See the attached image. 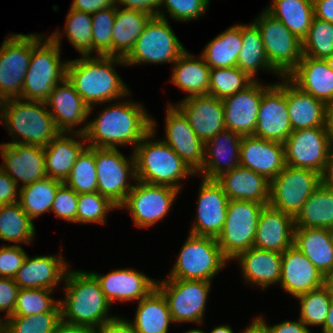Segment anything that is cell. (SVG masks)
<instances>
[{
    "label": "cell",
    "instance_id": "obj_1",
    "mask_svg": "<svg viewBox=\"0 0 333 333\" xmlns=\"http://www.w3.org/2000/svg\"><path fill=\"white\" fill-rule=\"evenodd\" d=\"M152 130V117L140 104L121 102L113 105L74 134L90 147L117 149V145L134 144Z\"/></svg>",
    "mask_w": 333,
    "mask_h": 333
},
{
    "label": "cell",
    "instance_id": "obj_2",
    "mask_svg": "<svg viewBox=\"0 0 333 333\" xmlns=\"http://www.w3.org/2000/svg\"><path fill=\"white\" fill-rule=\"evenodd\" d=\"M115 63L126 64L124 59L109 55L96 58L83 55L74 61L68 60L66 78L90 107L89 114L92 113L93 104L129 95V90L112 68Z\"/></svg>",
    "mask_w": 333,
    "mask_h": 333
},
{
    "label": "cell",
    "instance_id": "obj_3",
    "mask_svg": "<svg viewBox=\"0 0 333 333\" xmlns=\"http://www.w3.org/2000/svg\"><path fill=\"white\" fill-rule=\"evenodd\" d=\"M65 282V300H59L62 320L97 329L114 318L107 316L111 303L91 272L70 270L66 274Z\"/></svg>",
    "mask_w": 333,
    "mask_h": 333
},
{
    "label": "cell",
    "instance_id": "obj_4",
    "mask_svg": "<svg viewBox=\"0 0 333 333\" xmlns=\"http://www.w3.org/2000/svg\"><path fill=\"white\" fill-rule=\"evenodd\" d=\"M60 36L55 32L43 43L40 34H32V54L21 99L45 102L53 89L66 79L68 62L60 61Z\"/></svg>",
    "mask_w": 333,
    "mask_h": 333
},
{
    "label": "cell",
    "instance_id": "obj_5",
    "mask_svg": "<svg viewBox=\"0 0 333 333\" xmlns=\"http://www.w3.org/2000/svg\"><path fill=\"white\" fill-rule=\"evenodd\" d=\"M147 133L134 149L136 179L144 183L169 186L179 190L178 181L195 172L164 141L150 142L155 133Z\"/></svg>",
    "mask_w": 333,
    "mask_h": 333
},
{
    "label": "cell",
    "instance_id": "obj_6",
    "mask_svg": "<svg viewBox=\"0 0 333 333\" xmlns=\"http://www.w3.org/2000/svg\"><path fill=\"white\" fill-rule=\"evenodd\" d=\"M21 101L20 98H15L0 102V118L3 120L0 121L1 124L5 120L9 134L22 137H15L16 140L11 143L47 146L60 131L49 110L44 107L45 102Z\"/></svg>",
    "mask_w": 333,
    "mask_h": 333
},
{
    "label": "cell",
    "instance_id": "obj_7",
    "mask_svg": "<svg viewBox=\"0 0 333 333\" xmlns=\"http://www.w3.org/2000/svg\"><path fill=\"white\" fill-rule=\"evenodd\" d=\"M226 262L216 238L189 234L168 278L211 282Z\"/></svg>",
    "mask_w": 333,
    "mask_h": 333
},
{
    "label": "cell",
    "instance_id": "obj_8",
    "mask_svg": "<svg viewBox=\"0 0 333 333\" xmlns=\"http://www.w3.org/2000/svg\"><path fill=\"white\" fill-rule=\"evenodd\" d=\"M265 205L258 202L229 200L226 220L216 240L227 260L253 247L257 224Z\"/></svg>",
    "mask_w": 333,
    "mask_h": 333
},
{
    "label": "cell",
    "instance_id": "obj_9",
    "mask_svg": "<svg viewBox=\"0 0 333 333\" xmlns=\"http://www.w3.org/2000/svg\"><path fill=\"white\" fill-rule=\"evenodd\" d=\"M254 23L260 30L269 63L276 74L286 78L302 59V40L266 10Z\"/></svg>",
    "mask_w": 333,
    "mask_h": 333
},
{
    "label": "cell",
    "instance_id": "obj_10",
    "mask_svg": "<svg viewBox=\"0 0 333 333\" xmlns=\"http://www.w3.org/2000/svg\"><path fill=\"white\" fill-rule=\"evenodd\" d=\"M185 51L169 26L167 18L155 16L149 20L124 60L126 65L144 62L174 64Z\"/></svg>",
    "mask_w": 333,
    "mask_h": 333
},
{
    "label": "cell",
    "instance_id": "obj_11",
    "mask_svg": "<svg viewBox=\"0 0 333 333\" xmlns=\"http://www.w3.org/2000/svg\"><path fill=\"white\" fill-rule=\"evenodd\" d=\"M321 184L320 173L286 165L270 182L269 205L295 218Z\"/></svg>",
    "mask_w": 333,
    "mask_h": 333
},
{
    "label": "cell",
    "instance_id": "obj_12",
    "mask_svg": "<svg viewBox=\"0 0 333 333\" xmlns=\"http://www.w3.org/2000/svg\"><path fill=\"white\" fill-rule=\"evenodd\" d=\"M211 282L203 280L166 279L156 281L165 297L174 322H203Z\"/></svg>",
    "mask_w": 333,
    "mask_h": 333
},
{
    "label": "cell",
    "instance_id": "obj_13",
    "mask_svg": "<svg viewBox=\"0 0 333 333\" xmlns=\"http://www.w3.org/2000/svg\"><path fill=\"white\" fill-rule=\"evenodd\" d=\"M31 54L32 34H10L3 41L0 48V102L21 99Z\"/></svg>",
    "mask_w": 333,
    "mask_h": 333
},
{
    "label": "cell",
    "instance_id": "obj_14",
    "mask_svg": "<svg viewBox=\"0 0 333 333\" xmlns=\"http://www.w3.org/2000/svg\"><path fill=\"white\" fill-rule=\"evenodd\" d=\"M95 163L98 192L119 207L133 188L128 176L136 179L134 154L129 161L117 149L95 147Z\"/></svg>",
    "mask_w": 333,
    "mask_h": 333
},
{
    "label": "cell",
    "instance_id": "obj_15",
    "mask_svg": "<svg viewBox=\"0 0 333 333\" xmlns=\"http://www.w3.org/2000/svg\"><path fill=\"white\" fill-rule=\"evenodd\" d=\"M331 144L325 127L294 130L284 142L286 165L322 175Z\"/></svg>",
    "mask_w": 333,
    "mask_h": 333
},
{
    "label": "cell",
    "instance_id": "obj_16",
    "mask_svg": "<svg viewBox=\"0 0 333 333\" xmlns=\"http://www.w3.org/2000/svg\"><path fill=\"white\" fill-rule=\"evenodd\" d=\"M136 181L138 184L133 185L119 208L127 207L134 223L139 227L147 228L166 216L179 190Z\"/></svg>",
    "mask_w": 333,
    "mask_h": 333
},
{
    "label": "cell",
    "instance_id": "obj_17",
    "mask_svg": "<svg viewBox=\"0 0 333 333\" xmlns=\"http://www.w3.org/2000/svg\"><path fill=\"white\" fill-rule=\"evenodd\" d=\"M284 83L269 85L262 94L254 136L284 143L293 128Z\"/></svg>",
    "mask_w": 333,
    "mask_h": 333
},
{
    "label": "cell",
    "instance_id": "obj_18",
    "mask_svg": "<svg viewBox=\"0 0 333 333\" xmlns=\"http://www.w3.org/2000/svg\"><path fill=\"white\" fill-rule=\"evenodd\" d=\"M166 140L176 154L195 172L199 173L204 161L205 144L197 137L184 113L168 105L166 114Z\"/></svg>",
    "mask_w": 333,
    "mask_h": 333
},
{
    "label": "cell",
    "instance_id": "obj_19",
    "mask_svg": "<svg viewBox=\"0 0 333 333\" xmlns=\"http://www.w3.org/2000/svg\"><path fill=\"white\" fill-rule=\"evenodd\" d=\"M0 152L5 164L0 168L17 185L19 180L24 187L47 177L43 146L8 142L0 144Z\"/></svg>",
    "mask_w": 333,
    "mask_h": 333
},
{
    "label": "cell",
    "instance_id": "obj_20",
    "mask_svg": "<svg viewBox=\"0 0 333 333\" xmlns=\"http://www.w3.org/2000/svg\"><path fill=\"white\" fill-rule=\"evenodd\" d=\"M177 107L184 113L195 134L204 144L226 129L223 100L215 96H187Z\"/></svg>",
    "mask_w": 333,
    "mask_h": 333
},
{
    "label": "cell",
    "instance_id": "obj_21",
    "mask_svg": "<svg viewBox=\"0 0 333 333\" xmlns=\"http://www.w3.org/2000/svg\"><path fill=\"white\" fill-rule=\"evenodd\" d=\"M240 166L251 169L271 182L286 166L284 143L253 135L243 136Z\"/></svg>",
    "mask_w": 333,
    "mask_h": 333
},
{
    "label": "cell",
    "instance_id": "obj_22",
    "mask_svg": "<svg viewBox=\"0 0 333 333\" xmlns=\"http://www.w3.org/2000/svg\"><path fill=\"white\" fill-rule=\"evenodd\" d=\"M255 80L244 90L223 99L225 127L241 136H254L263 91Z\"/></svg>",
    "mask_w": 333,
    "mask_h": 333
},
{
    "label": "cell",
    "instance_id": "obj_23",
    "mask_svg": "<svg viewBox=\"0 0 333 333\" xmlns=\"http://www.w3.org/2000/svg\"><path fill=\"white\" fill-rule=\"evenodd\" d=\"M201 185L197 221L192 226L190 234L217 238L226 220L229 199L216 180L203 179Z\"/></svg>",
    "mask_w": 333,
    "mask_h": 333
},
{
    "label": "cell",
    "instance_id": "obj_24",
    "mask_svg": "<svg viewBox=\"0 0 333 333\" xmlns=\"http://www.w3.org/2000/svg\"><path fill=\"white\" fill-rule=\"evenodd\" d=\"M295 220L270 205L260 213L253 247L283 253L294 245Z\"/></svg>",
    "mask_w": 333,
    "mask_h": 333
},
{
    "label": "cell",
    "instance_id": "obj_25",
    "mask_svg": "<svg viewBox=\"0 0 333 333\" xmlns=\"http://www.w3.org/2000/svg\"><path fill=\"white\" fill-rule=\"evenodd\" d=\"M325 284V277L294 245L282 253L280 285L297 297Z\"/></svg>",
    "mask_w": 333,
    "mask_h": 333
},
{
    "label": "cell",
    "instance_id": "obj_26",
    "mask_svg": "<svg viewBox=\"0 0 333 333\" xmlns=\"http://www.w3.org/2000/svg\"><path fill=\"white\" fill-rule=\"evenodd\" d=\"M242 137L238 133L225 129L205 143L204 156L206 157L200 171L204 174L203 179L216 180L222 174L240 166ZM227 155L229 158L225 157ZM222 164L226 168H223Z\"/></svg>",
    "mask_w": 333,
    "mask_h": 333
},
{
    "label": "cell",
    "instance_id": "obj_27",
    "mask_svg": "<svg viewBox=\"0 0 333 333\" xmlns=\"http://www.w3.org/2000/svg\"><path fill=\"white\" fill-rule=\"evenodd\" d=\"M59 86L53 89L48 99L45 101L55 126L60 132L75 133L74 126L81 124L89 116V106L83 98L75 91L74 86L66 78Z\"/></svg>",
    "mask_w": 333,
    "mask_h": 333
},
{
    "label": "cell",
    "instance_id": "obj_28",
    "mask_svg": "<svg viewBox=\"0 0 333 333\" xmlns=\"http://www.w3.org/2000/svg\"><path fill=\"white\" fill-rule=\"evenodd\" d=\"M67 263L60 256H26L14 280L20 289L53 290L66 277Z\"/></svg>",
    "mask_w": 333,
    "mask_h": 333
},
{
    "label": "cell",
    "instance_id": "obj_29",
    "mask_svg": "<svg viewBox=\"0 0 333 333\" xmlns=\"http://www.w3.org/2000/svg\"><path fill=\"white\" fill-rule=\"evenodd\" d=\"M91 273L98 280L101 290L111 304L115 300L139 301L156 287L154 279L132 269L114 270L105 276Z\"/></svg>",
    "mask_w": 333,
    "mask_h": 333
},
{
    "label": "cell",
    "instance_id": "obj_30",
    "mask_svg": "<svg viewBox=\"0 0 333 333\" xmlns=\"http://www.w3.org/2000/svg\"><path fill=\"white\" fill-rule=\"evenodd\" d=\"M229 200L269 205L270 181L251 169L238 166L216 179Z\"/></svg>",
    "mask_w": 333,
    "mask_h": 333
},
{
    "label": "cell",
    "instance_id": "obj_31",
    "mask_svg": "<svg viewBox=\"0 0 333 333\" xmlns=\"http://www.w3.org/2000/svg\"><path fill=\"white\" fill-rule=\"evenodd\" d=\"M287 78L316 99L326 104L333 102V71L325 59L302 56Z\"/></svg>",
    "mask_w": 333,
    "mask_h": 333
},
{
    "label": "cell",
    "instance_id": "obj_32",
    "mask_svg": "<svg viewBox=\"0 0 333 333\" xmlns=\"http://www.w3.org/2000/svg\"><path fill=\"white\" fill-rule=\"evenodd\" d=\"M286 98L293 131L325 127L327 104L300 90L287 77Z\"/></svg>",
    "mask_w": 333,
    "mask_h": 333
},
{
    "label": "cell",
    "instance_id": "obj_33",
    "mask_svg": "<svg viewBox=\"0 0 333 333\" xmlns=\"http://www.w3.org/2000/svg\"><path fill=\"white\" fill-rule=\"evenodd\" d=\"M235 259L241 264L243 276L265 289L268 285L280 282L282 271V253L251 247L240 253Z\"/></svg>",
    "mask_w": 333,
    "mask_h": 333
},
{
    "label": "cell",
    "instance_id": "obj_34",
    "mask_svg": "<svg viewBox=\"0 0 333 333\" xmlns=\"http://www.w3.org/2000/svg\"><path fill=\"white\" fill-rule=\"evenodd\" d=\"M294 246L326 277L333 269V245L326 228H295Z\"/></svg>",
    "mask_w": 333,
    "mask_h": 333
},
{
    "label": "cell",
    "instance_id": "obj_35",
    "mask_svg": "<svg viewBox=\"0 0 333 333\" xmlns=\"http://www.w3.org/2000/svg\"><path fill=\"white\" fill-rule=\"evenodd\" d=\"M118 6L120 4L116 6L112 29V56L125 59L153 16L138 10L125 8L119 10Z\"/></svg>",
    "mask_w": 333,
    "mask_h": 333
},
{
    "label": "cell",
    "instance_id": "obj_36",
    "mask_svg": "<svg viewBox=\"0 0 333 333\" xmlns=\"http://www.w3.org/2000/svg\"><path fill=\"white\" fill-rule=\"evenodd\" d=\"M85 148L74 137H68L65 132H60L44 147L47 177L64 182L77 157Z\"/></svg>",
    "mask_w": 333,
    "mask_h": 333
},
{
    "label": "cell",
    "instance_id": "obj_37",
    "mask_svg": "<svg viewBox=\"0 0 333 333\" xmlns=\"http://www.w3.org/2000/svg\"><path fill=\"white\" fill-rule=\"evenodd\" d=\"M170 322H174L167 301L155 287L146 297L138 301L134 322L136 333H167Z\"/></svg>",
    "mask_w": 333,
    "mask_h": 333
},
{
    "label": "cell",
    "instance_id": "obj_38",
    "mask_svg": "<svg viewBox=\"0 0 333 333\" xmlns=\"http://www.w3.org/2000/svg\"><path fill=\"white\" fill-rule=\"evenodd\" d=\"M174 65L170 81L188 92L187 96L208 94L211 68L202 56L201 60H196L185 51Z\"/></svg>",
    "mask_w": 333,
    "mask_h": 333
},
{
    "label": "cell",
    "instance_id": "obj_39",
    "mask_svg": "<svg viewBox=\"0 0 333 333\" xmlns=\"http://www.w3.org/2000/svg\"><path fill=\"white\" fill-rule=\"evenodd\" d=\"M266 9L280 20L294 35L303 40L314 18L313 0H272Z\"/></svg>",
    "mask_w": 333,
    "mask_h": 333
},
{
    "label": "cell",
    "instance_id": "obj_40",
    "mask_svg": "<svg viewBox=\"0 0 333 333\" xmlns=\"http://www.w3.org/2000/svg\"><path fill=\"white\" fill-rule=\"evenodd\" d=\"M294 220L295 228H333V190L321 184Z\"/></svg>",
    "mask_w": 333,
    "mask_h": 333
},
{
    "label": "cell",
    "instance_id": "obj_41",
    "mask_svg": "<svg viewBox=\"0 0 333 333\" xmlns=\"http://www.w3.org/2000/svg\"><path fill=\"white\" fill-rule=\"evenodd\" d=\"M241 47V25H234L209 42L201 56L211 69L236 67Z\"/></svg>",
    "mask_w": 333,
    "mask_h": 333
},
{
    "label": "cell",
    "instance_id": "obj_42",
    "mask_svg": "<svg viewBox=\"0 0 333 333\" xmlns=\"http://www.w3.org/2000/svg\"><path fill=\"white\" fill-rule=\"evenodd\" d=\"M242 47L237 59V67L254 80L259 68H272L264 50L259 28L253 22L249 26L241 25Z\"/></svg>",
    "mask_w": 333,
    "mask_h": 333
},
{
    "label": "cell",
    "instance_id": "obj_43",
    "mask_svg": "<svg viewBox=\"0 0 333 333\" xmlns=\"http://www.w3.org/2000/svg\"><path fill=\"white\" fill-rule=\"evenodd\" d=\"M62 183L59 180L45 177L20 187L19 204L32 221L51 210L55 193Z\"/></svg>",
    "mask_w": 333,
    "mask_h": 333
},
{
    "label": "cell",
    "instance_id": "obj_44",
    "mask_svg": "<svg viewBox=\"0 0 333 333\" xmlns=\"http://www.w3.org/2000/svg\"><path fill=\"white\" fill-rule=\"evenodd\" d=\"M34 234L33 222L19 202L0 206V239L29 244Z\"/></svg>",
    "mask_w": 333,
    "mask_h": 333
},
{
    "label": "cell",
    "instance_id": "obj_45",
    "mask_svg": "<svg viewBox=\"0 0 333 333\" xmlns=\"http://www.w3.org/2000/svg\"><path fill=\"white\" fill-rule=\"evenodd\" d=\"M95 147L86 148L77 157L64 183L77 194L98 192Z\"/></svg>",
    "mask_w": 333,
    "mask_h": 333
},
{
    "label": "cell",
    "instance_id": "obj_46",
    "mask_svg": "<svg viewBox=\"0 0 333 333\" xmlns=\"http://www.w3.org/2000/svg\"><path fill=\"white\" fill-rule=\"evenodd\" d=\"M254 80L236 67L210 69L208 94L223 100L244 90Z\"/></svg>",
    "mask_w": 333,
    "mask_h": 333
},
{
    "label": "cell",
    "instance_id": "obj_47",
    "mask_svg": "<svg viewBox=\"0 0 333 333\" xmlns=\"http://www.w3.org/2000/svg\"><path fill=\"white\" fill-rule=\"evenodd\" d=\"M332 292L324 284L322 287L298 295L301 302L300 320L307 325L324 326L330 309Z\"/></svg>",
    "mask_w": 333,
    "mask_h": 333
},
{
    "label": "cell",
    "instance_id": "obj_48",
    "mask_svg": "<svg viewBox=\"0 0 333 333\" xmlns=\"http://www.w3.org/2000/svg\"><path fill=\"white\" fill-rule=\"evenodd\" d=\"M303 56L326 59L333 54V24L313 18L307 36L302 40Z\"/></svg>",
    "mask_w": 333,
    "mask_h": 333
},
{
    "label": "cell",
    "instance_id": "obj_49",
    "mask_svg": "<svg viewBox=\"0 0 333 333\" xmlns=\"http://www.w3.org/2000/svg\"><path fill=\"white\" fill-rule=\"evenodd\" d=\"M53 290L19 289L12 316H30L45 312H61L60 302L50 297Z\"/></svg>",
    "mask_w": 333,
    "mask_h": 333
},
{
    "label": "cell",
    "instance_id": "obj_50",
    "mask_svg": "<svg viewBox=\"0 0 333 333\" xmlns=\"http://www.w3.org/2000/svg\"><path fill=\"white\" fill-rule=\"evenodd\" d=\"M5 319L4 333H53L61 320V312L9 316Z\"/></svg>",
    "mask_w": 333,
    "mask_h": 333
},
{
    "label": "cell",
    "instance_id": "obj_51",
    "mask_svg": "<svg viewBox=\"0 0 333 333\" xmlns=\"http://www.w3.org/2000/svg\"><path fill=\"white\" fill-rule=\"evenodd\" d=\"M66 18L64 29L71 44L82 56L92 54V15L70 9Z\"/></svg>",
    "mask_w": 333,
    "mask_h": 333
},
{
    "label": "cell",
    "instance_id": "obj_52",
    "mask_svg": "<svg viewBox=\"0 0 333 333\" xmlns=\"http://www.w3.org/2000/svg\"><path fill=\"white\" fill-rule=\"evenodd\" d=\"M116 7L99 10L92 15V53L112 56V29Z\"/></svg>",
    "mask_w": 333,
    "mask_h": 333
},
{
    "label": "cell",
    "instance_id": "obj_53",
    "mask_svg": "<svg viewBox=\"0 0 333 333\" xmlns=\"http://www.w3.org/2000/svg\"><path fill=\"white\" fill-rule=\"evenodd\" d=\"M119 208L99 192L78 194L77 222L105 223L106 214Z\"/></svg>",
    "mask_w": 333,
    "mask_h": 333
},
{
    "label": "cell",
    "instance_id": "obj_54",
    "mask_svg": "<svg viewBox=\"0 0 333 333\" xmlns=\"http://www.w3.org/2000/svg\"><path fill=\"white\" fill-rule=\"evenodd\" d=\"M78 194L64 182L58 187L51 211L57 217L77 223Z\"/></svg>",
    "mask_w": 333,
    "mask_h": 333
},
{
    "label": "cell",
    "instance_id": "obj_55",
    "mask_svg": "<svg viewBox=\"0 0 333 333\" xmlns=\"http://www.w3.org/2000/svg\"><path fill=\"white\" fill-rule=\"evenodd\" d=\"M210 0H162L174 20L192 21L202 16ZM164 3V4H163Z\"/></svg>",
    "mask_w": 333,
    "mask_h": 333
},
{
    "label": "cell",
    "instance_id": "obj_56",
    "mask_svg": "<svg viewBox=\"0 0 333 333\" xmlns=\"http://www.w3.org/2000/svg\"><path fill=\"white\" fill-rule=\"evenodd\" d=\"M27 254L19 245L0 248V277L14 279Z\"/></svg>",
    "mask_w": 333,
    "mask_h": 333
},
{
    "label": "cell",
    "instance_id": "obj_57",
    "mask_svg": "<svg viewBox=\"0 0 333 333\" xmlns=\"http://www.w3.org/2000/svg\"><path fill=\"white\" fill-rule=\"evenodd\" d=\"M19 289L14 279L0 277V311H6V318L14 313Z\"/></svg>",
    "mask_w": 333,
    "mask_h": 333
},
{
    "label": "cell",
    "instance_id": "obj_58",
    "mask_svg": "<svg viewBox=\"0 0 333 333\" xmlns=\"http://www.w3.org/2000/svg\"><path fill=\"white\" fill-rule=\"evenodd\" d=\"M18 185L0 168V206L19 202Z\"/></svg>",
    "mask_w": 333,
    "mask_h": 333
},
{
    "label": "cell",
    "instance_id": "obj_59",
    "mask_svg": "<svg viewBox=\"0 0 333 333\" xmlns=\"http://www.w3.org/2000/svg\"><path fill=\"white\" fill-rule=\"evenodd\" d=\"M119 3L125 6V9L142 11L153 17L165 16L162 10H159V7H162V0H117V4ZM155 8L156 10L154 11Z\"/></svg>",
    "mask_w": 333,
    "mask_h": 333
},
{
    "label": "cell",
    "instance_id": "obj_60",
    "mask_svg": "<svg viewBox=\"0 0 333 333\" xmlns=\"http://www.w3.org/2000/svg\"><path fill=\"white\" fill-rule=\"evenodd\" d=\"M117 0H74L70 9L93 14L99 10L116 7Z\"/></svg>",
    "mask_w": 333,
    "mask_h": 333
},
{
    "label": "cell",
    "instance_id": "obj_61",
    "mask_svg": "<svg viewBox=\"0 0 333 333\" xmlns=\"http://www.w3.org/2000/svg\"><path fill=\"white\" fill-rule=\"evenodd\" d=\"M97 333H136L131 322L120 317H114L100 325Z\"/></svg>",
    "mask_w": 333,
    "mask_h": 333
},
{
    "label": "cell",
    "instance_id": "obj_62",
    "mask_svg": "<svg viewBox=\"0 0 333 333\" xmlns=\"http://www.w3.org/2000/svg\"><path fill=\"white\" fill-rule=\"evenodd\" d=\"M258 318L266 325L269 333H311L306 324L300 319L298 322L287 320L273 326H267L261 317Z\"/></svg>",
    "mask_w": 333,
    "mask_h": 333
},
{
    "label": "cell",
    "instance_id": "obj_63",
    "mask_svg": "<svg viewBox=\"0 0 333 333\" xmlns=\"http://www.w3.org/2000/svg\"><path fill=\"white\" fill-rule=\"evenodd\" d=\"M314 18L333 24V0H313Z\"/></svg>",
    "mask_w": 333,
    "mask_h": 333
},
{
    "label": "cell",
    "instance_id": "obj_64",
    "mask_svg": "<svg viewBox=\"0 0 333 333\" xmlns=\"http://www.w3.org/2000/svg\"><path fill=\"white\" fill-rule=\"evenodd\" d=\"M53 333H97V329L60 320Z\"/></svg>",
    "mask_w": 333,
    "mask_h": 333
},
{
    "label": "cell",
    "instance_id": "obj_65",
    "mask_svg": "<svg viewBox=\"0 0 333 333\" xmlns=\"http://www.w3.org/2000/svg\"><path fill=\"white\" fill-rule=\"evenodd\" d=\"M321 180L325 187L333 190V143L329 149L325 170L321 175Z\"/></svg>",
    "mask_w": 333,
    "mask_h": 333
},
{
    "label": "cell",
    "instance_id": "obj_66",
    "mask_svg": "<svg viewBox=\"0 0 333 333\" xmlns=\"http://www.w3.org/2000/svg\"><path fill=\"white\" fill-rule=\"evenodd\" d=\"M325 129H326V132L332 143L333 142V102L328 103L326 106Z\"/></svg>",
    "mask_w": 333,
    "mask_h": 333
},
{
    "label": "cell",
    "instance_id": "obj_67",
    "mask_svg": "<svg viewBox=\"0 0 333 333\" xmlns=\"http://www.w3.org/2000/svg\"><path fill=\"white\" fill-rule=\"evenodd\" d=\"M242 333H269V332L266 328V325L259 318H256L252 321L251 325Z\"/></svg>",
    "mask_w": 333,
    "mask_h": 333
},
{
    "label": "cell",
    "instance_id": "obj_68",
    "mask_svg": "<svg viewBox=\"0 0 333 333\" xmlns=\"http://www.w3.org/2000/svg\"><path fill=\"white\" fill-rule=\"evenodd\" d=\"M322 330L333 332V296H332V300H331L330 309H329V312L327 315V319H326V322H325Z\"/></svg>",
    "mask_w": 333,
    "mask_h": 333
},
{
    "label": "cell",
    "instance_id": "obj_69",
    "mask_svg": "<svg viewBox=\"0 0 333 333\" xmlns=\"http://www.w3.org/2000/svg\"><path fill=\"white\" fill-rule=\"evenodd\" d=\"M210 333H233L229 325L217 326Z\"/></svg>",
    "mask_w": 333,
    "mask_h": 333
},
{
    "label": "cell",
    "instance_id": "obj_70",
    "mask_svg": "<svg viewBox=\"0 0 333 333\" xmlns=\"http://www.w3.org/2000/svg\"><path fill=\"white\" fill-rule=\"evenodd\" d=\"M325 285L333 294V269L325 277Z\"/></svg>",
    "mask_w": 333,
    "mask_h": 333
},
{
    "label": "cell",
    "instance_id": "obj_71",
    "mask_svg": "<svg viewBox=\"0 0 333 333\" xmlns=\"http://www.w3.org/2000/svg\"><path fill=\"white\" fill-rule=\"evenodd\" d=\"M330 67V69L333 71V54L325 59Z\"/></svg>",
    "mask_w": 333,
    "mask_h": 333
},
{
    "label": "cell",
    "instance_id": "obj_72",
    "mask_svg": "<svg viewBox=\"0 0 333 333\" xmlns=\"http://www.w3.org/2000/svg\"><path fill=\"white\" fill-rule=\"evenodd\" d=\"M186 333H205V332H203V331H201L199 329H193V330L187 331Z\"/></svg>",
    "mask_w": 333,
    "mask_h": 333
},
{
    "label": "cell",
    "instance_id": "obj_73",
    "mask_svg": "<svg viewBox=\"0 0 333 333\" xmlns=\"http://www.w3.org/2000/svg\"><path fill=\"white\" fill-rule=\"evenodd\" d=\"M0 333H4V322L0 318Z\"/></svg>",
    "mask_w": 333,
    "mask_h": 333
},
{
    "label": "cell",
    "instance_id": "obj_74",
    "mask_svg": "<svg viewBox=\"0 0 333 333\" xmlns=\"http://www.w3.org/2000/svg\"><path fill=\"white\" fill-rule=\"evenodd\" d=\"M329 234H330V238H331V243L333 245V228L329 229Z\"/></svg>",
    "mask_w": 333,
    "mask_h": 333
},
{
    "label": "cell",
    "instance_id": "obj_75",
    "mask_svg": "<svg viewBox=\"0 0 333 333\" xmlns=\"http://www.w3.org/2000/svg\"><path fill=\"white\" fill-rule=\"evenodd\" d=\"M323 333H333V332H329V331L323 330Z\"/></svg>",
    "mask_w": 333,
    "mask_h": 333
}]
</instances>
